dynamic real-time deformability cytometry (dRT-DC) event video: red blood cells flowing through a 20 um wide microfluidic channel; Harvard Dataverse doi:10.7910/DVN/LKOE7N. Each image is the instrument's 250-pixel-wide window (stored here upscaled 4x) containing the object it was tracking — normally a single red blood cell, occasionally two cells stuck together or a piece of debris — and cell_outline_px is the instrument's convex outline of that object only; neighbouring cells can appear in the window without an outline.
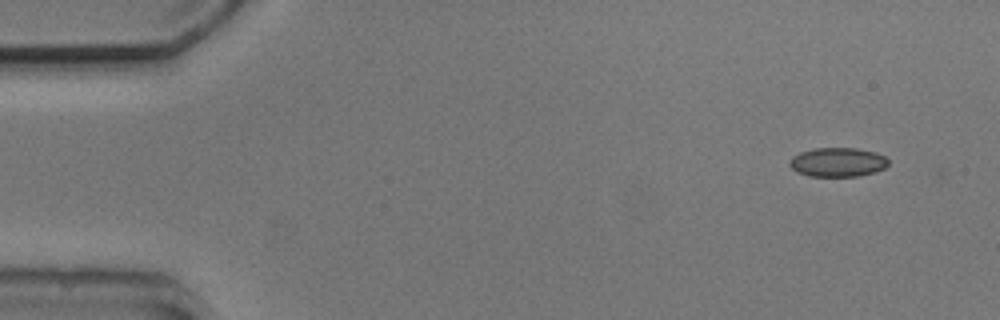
{"species": "common noctule bat (a hibernating species)", "species_latin": "Nyctalus noctula", "temperature_condition": "cold", "stored_images_in_passage": 4, "camera_frame_rate_fps": 3000, "um_per_image_px": 0.085, "animal": {"sex": "male", "body_mass_g": 20.5, "forearm_length_mm": 52.5}, "frame": {"image": 1, "passage_image": 1, "time_ms": 0.0, "image_size_px": [1000, 320], "cell_outline_px": [[888, 164], [884, 168], [876, 172], [860, 176], [808, 176], [796, 172], [788, 164], [788, 160], [792, 156], [800, 152], [812, 148], [856, 148], [876, 152], [884, 156], [888, 160]], "centroid_in_image_um": [71.17, 13.78], "position_along_channel_um": 13.8, "area_um2": 16.99}}